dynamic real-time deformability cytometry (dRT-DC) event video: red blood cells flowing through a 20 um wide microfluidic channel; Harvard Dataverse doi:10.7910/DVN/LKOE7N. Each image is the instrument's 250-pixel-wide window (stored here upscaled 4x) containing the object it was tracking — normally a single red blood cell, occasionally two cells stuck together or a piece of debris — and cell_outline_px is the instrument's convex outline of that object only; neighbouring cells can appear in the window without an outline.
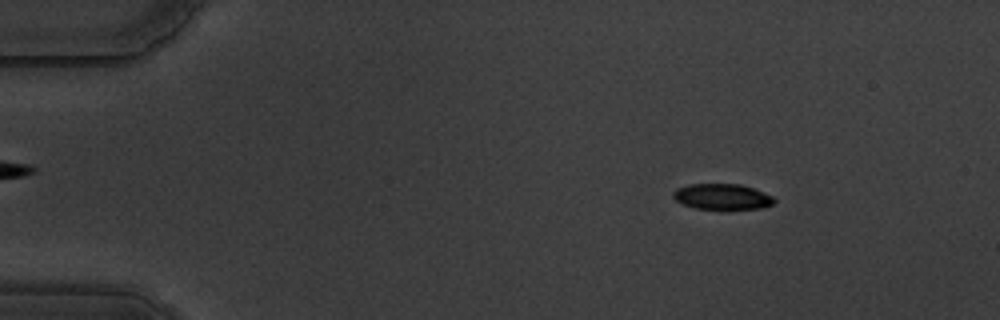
{"species": "common noctule bat (a hibernating species)", "species_latin": "Nyctalus noctula", "temperature_condition": "warm", "stored_images_in_passage": 57, "camera_frame_rate_fps": 3000, "um_per_image_px": 0.085, "animal": {"sex": "male", "body_mass_g": 19.5, "forearm_length_mm": 54.6}, "frame": {"image": 1, "passage_image": 8, "time_ms": 2.333, "image_size_px": [1000, 320], "cell_outline_px": [[776, 200], [772, 204], [760, 208], [696, 208], [684, 204], [676, 200], [672, 196], [672, 192], [676, 188], [688, 184], [740, 184], [764, 192], [772, 196]], "centroid_in_image_um": [61.36, 16.69], "position_along_channel_um": 23.6, "area_um2": 14.85}}
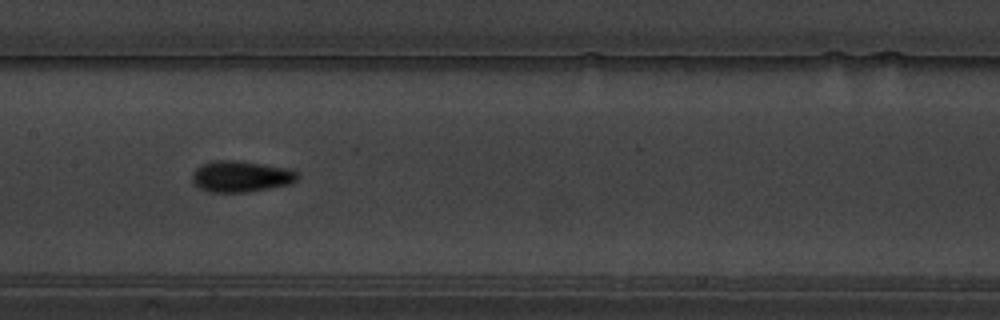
{"frame": {"image": 2, "passage_image": 29, "time_ms": 9.333, "image_size_px": [1000, 320], "cell_outline_px": [[300, 176], [296, 180], [288, 184], [268, 188], [244, 192], [208, 192], [200, 188], [192, 180], [192, 172], [196, 168], [212, 160], [236, 160], [288, 168], [296, 172]], "centroid_in_image_um": [20.45, 14.99], "position_along_channel_um": 186.9, "area_um2": 18.96}}
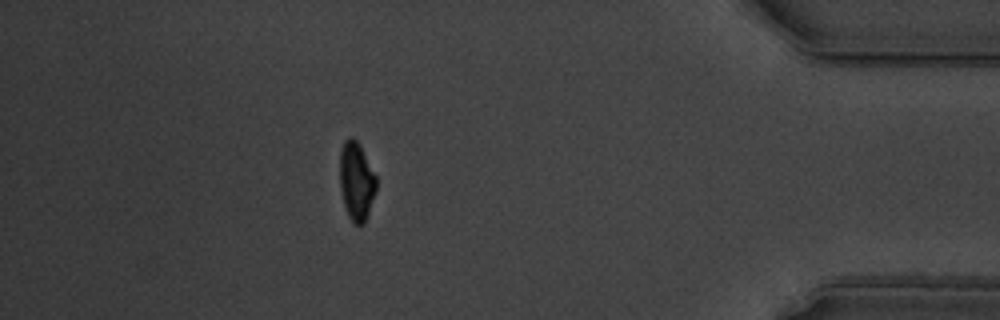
{"frame": {"image": 3, "passage_image": 51, "time_ms": 16.667, "image_size_px": [1000, 320], "cell_outline_px": [[376, 192], [364, 224], [356, 224], [348, 216], [344, 208], [340, 188], [340, 152], [344, 140], [348, 136], [352, 136], [360, 144], [376, 176]], "centroid_in_image_um": [30.29, 15.38], "position_along_channel_um": 404.9, "area_um2": 16.82}, "authors_computed_cell_mechanics": {"area_um2": 17.3978, "velocity_mm_per_s": 3.5396, "shape_relaxation_time_tau1_ms": 4.3105, "shape_relaxation_time_tau2_ms": 1.5805, "deformation_change_tau1": 0.1692, "deformation_change_tau2": 0.0543}}